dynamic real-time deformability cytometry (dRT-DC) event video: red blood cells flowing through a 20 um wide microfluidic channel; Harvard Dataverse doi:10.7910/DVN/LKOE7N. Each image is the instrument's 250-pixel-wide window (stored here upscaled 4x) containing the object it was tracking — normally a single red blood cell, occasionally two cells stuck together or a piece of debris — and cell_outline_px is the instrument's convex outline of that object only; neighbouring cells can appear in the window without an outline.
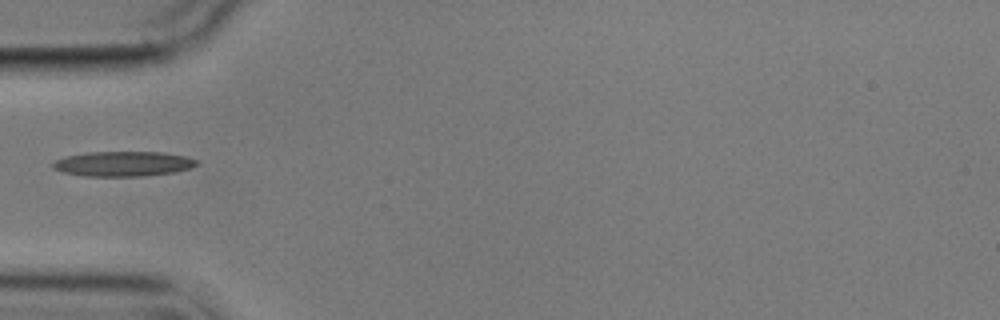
{"species": "common noctule bat (a hibernating species)", "species_latin": "Nyctalus noctula", "temperature_condition": "cold", "stored_images_in_passage": 1, "camera_frame_rate_fps": 3000, "um_per_image_px": 0.085, "animal": {"sex": "male", "body_mass_g": 17.9}, "frame": {"image": 1, "passage_image": 1, "time_ms": 0.0, "image_size_px": [1000, 320], "cell_outline_px": [[200, 164], [188, 168], [172, 172], [140, 176], [84, 176], [64, 172], [52, 168], [52, 164], [56, 160], [64, 156], [84, 152], [160, 152], [184, 156], [196, 160]], "centroid_in_image_um": [10.41, 13.91], "position_along_channel_um": 74.6, "area_um2": 20.75}}